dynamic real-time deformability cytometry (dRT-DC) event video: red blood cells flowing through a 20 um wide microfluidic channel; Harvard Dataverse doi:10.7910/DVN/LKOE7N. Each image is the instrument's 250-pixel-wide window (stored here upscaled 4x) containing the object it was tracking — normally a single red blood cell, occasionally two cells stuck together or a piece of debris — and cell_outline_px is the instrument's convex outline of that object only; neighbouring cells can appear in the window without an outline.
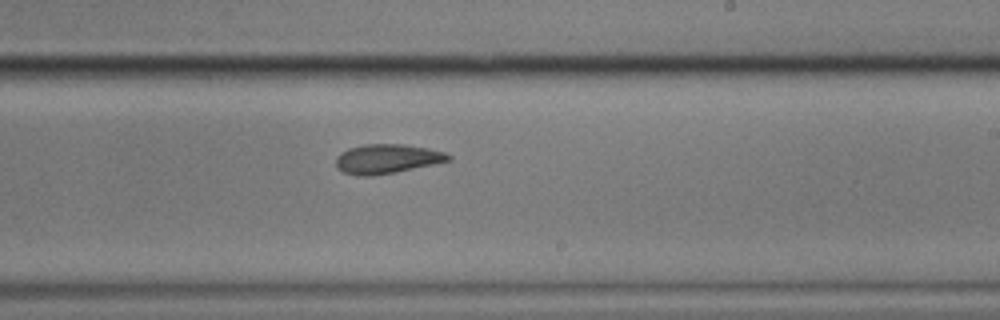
{"species": "common noctule bat (a hibernating species)", "species_latin": "Nyctalus noctula", "temperature_condition": "cold", "stored_images_in_passage": 10, "camera_frame_rate_fps": 3000, "um_per_image_px": 0.085, "animal": {"sex": "male", "body_mass_g": 17.9}, "frame": {"image": 1, "passage_image": 10, "time_ms": 3.0, "image_size_px": [1000, 320], "cell_outline_px": [[452, 160], [396, 172], [372, 176], [356, 176], [344, 172], [336, 168], [336, 156], [340, 152], [348, 148], [364, 144], [404, 144], [428, 148], [444, 152], [452, 156]], "centroid_in_image_um": [32.87, 13.5], "position_along_channel_um": 256.1, "area_um2": 19.42}}